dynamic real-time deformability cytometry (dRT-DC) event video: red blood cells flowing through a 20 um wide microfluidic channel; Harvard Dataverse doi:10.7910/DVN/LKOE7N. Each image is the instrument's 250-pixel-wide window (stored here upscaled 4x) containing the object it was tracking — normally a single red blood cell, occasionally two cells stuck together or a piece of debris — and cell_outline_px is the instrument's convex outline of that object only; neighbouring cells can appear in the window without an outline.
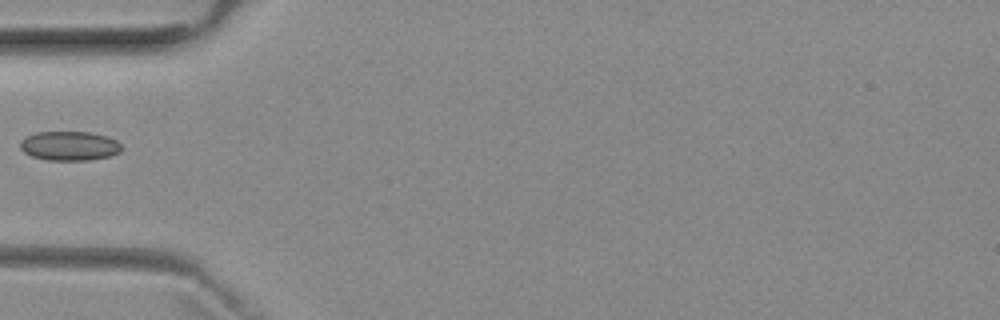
{"species": "common noctule bat (a hibernating species)", "species_latin": "Nyctalus noctula", "temperature_condition": "room temperature", "stored_images_in_passage": 5, "camera_frame_rate_fps": 3000, "um_per_image_px": 0.085, "animal": {"sex": "female", "body_mass_g": 29.2, "forearm_length_mm": 56.3}, "frame": {"image": 1, "passage_image": 5, "time_ms": 4.333, "image_size_px": [1000, 320], "cell_outline_px": [[120, 152], [108, 156], [88, 160], [48, 160], [32, 156], [24, 152], [20, 148], [20, 140], [24, 136], [36, 132], [88, 132], [108, 136], [116, 140], [120, 144]], "centroid_in_image_um": [5.86, 12.39], "position_along_channel_um": 79.1, "area_um2": 17.28}}